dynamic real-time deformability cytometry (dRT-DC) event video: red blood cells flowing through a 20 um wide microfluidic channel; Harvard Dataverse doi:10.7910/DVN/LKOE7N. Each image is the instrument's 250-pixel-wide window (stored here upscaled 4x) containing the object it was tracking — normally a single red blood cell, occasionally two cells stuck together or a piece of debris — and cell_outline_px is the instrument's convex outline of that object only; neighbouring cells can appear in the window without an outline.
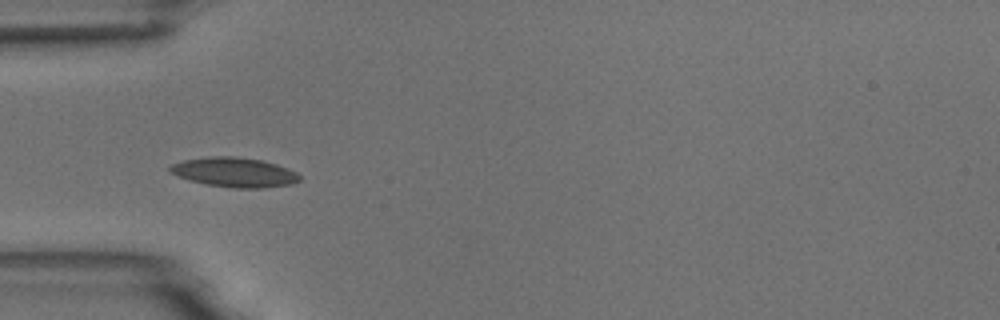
{"species": "common noctule bat (a hibernating species)", "species_latin": "Nyctalus noctula", "temperature_condition": "room temperature", "stored_images_in_passage": 8, "camera_frame_rate_fps": 3000, "um_per_image_px": 0.085, "animal": {"sex": "male", "body_mass_g": 18.8}, "frame": {"image": 1, "passage_image": 4, "time_ms": 4.333, "image_size_px": [1000, 320], "cell_outline_px": [[300, 180], [292, 184], [264, 188], [232, 188], [204, 184], [188, 180], [176, 176], [168, 172], [168, 168], [172, 164], [184, 160], [212, 156], [236, 156], [260, 160], [276, 164], [288, 168], [296, 172], [300, 176]], "centroid_in_image_um": [19.9, 14.65], "position_along_channel_um": 65.1, "area_um2": 22.54}}